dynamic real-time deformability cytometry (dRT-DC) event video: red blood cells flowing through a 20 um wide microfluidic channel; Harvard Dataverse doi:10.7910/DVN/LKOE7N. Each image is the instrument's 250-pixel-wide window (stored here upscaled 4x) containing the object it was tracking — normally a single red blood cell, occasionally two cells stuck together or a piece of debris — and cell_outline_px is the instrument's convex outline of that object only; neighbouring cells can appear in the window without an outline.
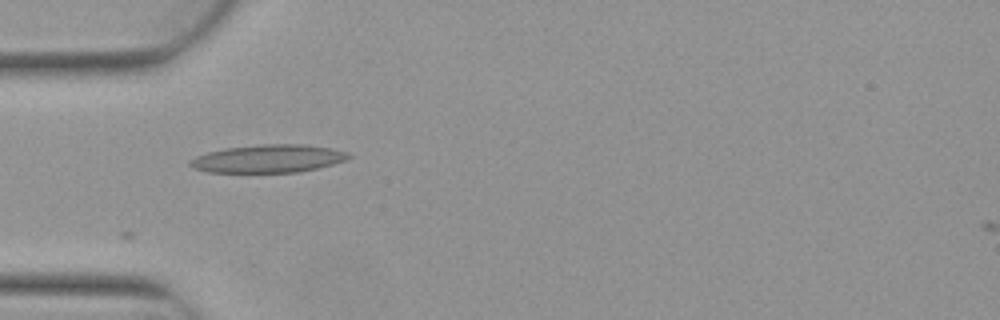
{"species": "Egyptian fruit bat (a non-hibernating species)", "species_latin": "Rousettus aegyptiacus", "temperature_condition": "warm", "stored_images_in_passage": 3, "camera_frame_rate_fps": 3000, "um_per_image_px": 0.085, "animal": {"sex": "female"}, "frame": {"image": 1, "passage_image": 2, "time_ms": 0.333, "image_size_px": [1000, 320], "cell_outline_px": [[352, 156], [344, 160], [332, 164], [316, 168], [296, 172], [208, 172], [196, 168], [188, 164], [188, 160], [196, 156], [208, 152], [224, 148], [260, 144], [304, 144], [332, 148], [348, 152]], "centroid_in_image_um": [22.79, 13.47], "position_along_channel_um": 62.2, "area_um2": 25.72}}
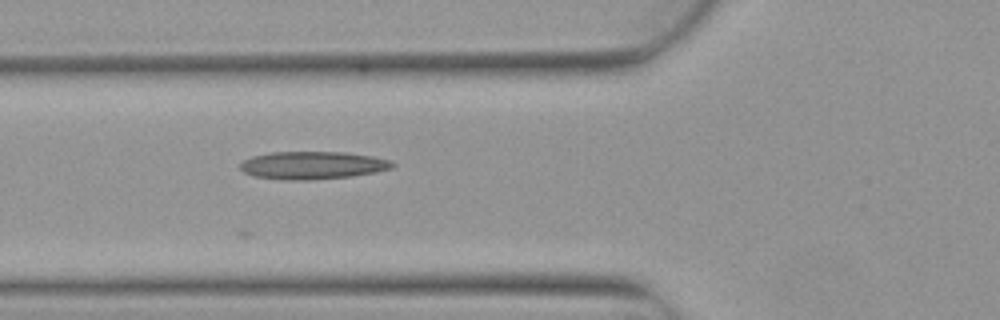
{"frame": {"image": 2, "passage_image": 3, "time_ms": 0.667, "image_size_px": [1000, 320], "cell_outline_px": [[396, 164], [392, 168], [352, 176], [312, 180], [288, 180], [252, 176], [244, 172], [240, 168], [240, 164], [244, 160], [252, 156], [268, 152], [344, 152], [372, 156], [388, 160]], "centroid_in_image_um": [26.53, 14.05], "position_along_channel_um": 99.3, "area_um2": 24.57}}